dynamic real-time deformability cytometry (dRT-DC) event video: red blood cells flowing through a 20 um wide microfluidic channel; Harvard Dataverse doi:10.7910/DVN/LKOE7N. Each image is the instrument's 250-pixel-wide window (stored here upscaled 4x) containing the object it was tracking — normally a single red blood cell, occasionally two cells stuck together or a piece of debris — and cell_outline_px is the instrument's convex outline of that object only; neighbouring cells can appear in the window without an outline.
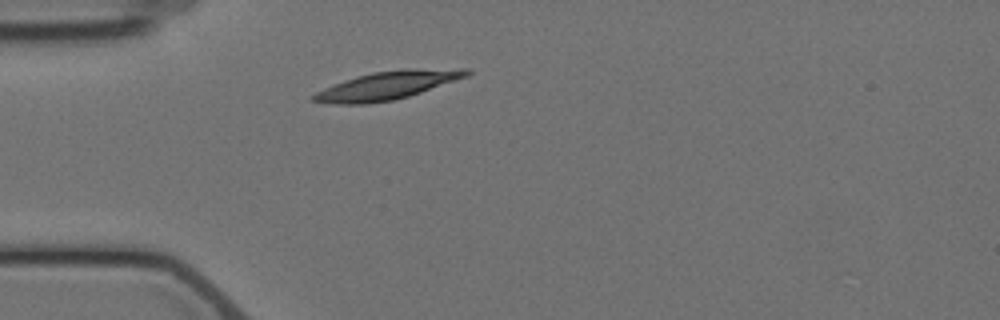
{"species": "Egyptian fruit bat (a non-hibernating species)", "species_latin": "Rousettus aegyptiacus", "temperature_condition": "cold", "stored_images_in_passage": 1, "camera_frame_rate_fps": 3000, "um_per_image_px": 0.085, "animal": {"sex": "female"}, "frame": {"image": 1, "passage_image": 1, "time_ms": 0.0, "image_size_px": [1000, 320], "cell_outline_px": [[472, 72], [468, 76], [408, 96], [392, 100], [364, 104], [336, 104], [312, 100], [308, 96], [324, 88], [344, 80], [356, 76], [372, 72], [404, 68], [472, 68]], "centroid_in_image_um": [32.95, 7.23], "position_along_channel_um": 52.0, "area_um2": 25.26}}